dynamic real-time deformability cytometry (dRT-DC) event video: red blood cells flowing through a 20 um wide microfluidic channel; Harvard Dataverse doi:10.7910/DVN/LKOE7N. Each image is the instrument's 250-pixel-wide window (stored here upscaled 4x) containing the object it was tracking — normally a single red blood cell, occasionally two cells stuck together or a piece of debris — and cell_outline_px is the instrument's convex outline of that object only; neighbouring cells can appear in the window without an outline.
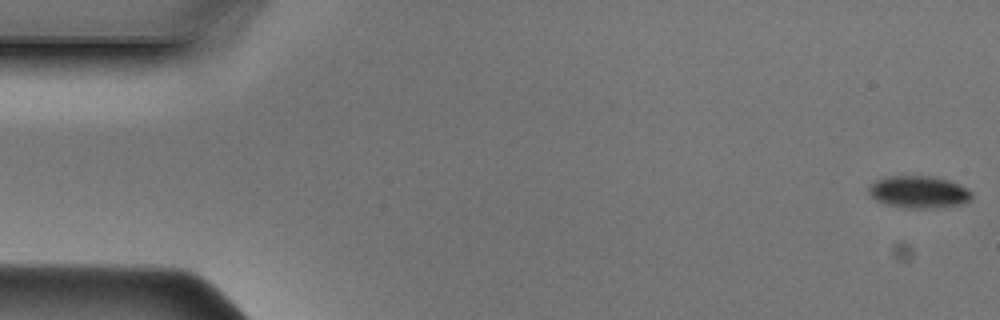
{"species": "Egyptian fruit bat (a non-hibernating species)", "species_latin": "Rousettus aegyptiacus", "temperature_condition": "cold", "stored_images_in_passage": 10, "camera_frame_rate_fps": 3000, "um_per_image_px": 0.085, "animal": {"sex": "male"}, "frame": {"image": 1, "passage_image": 1, "time_ms": 0.0, "image_size_px": [1000, 320], "cell_outline_px": [[972, 200], [964, 204], [924, 208], [900, 208], [884, 204], [876, 200], [868, 192], [868, 188], [876, 180], [884, 176], [932, 176], [948, 180], [968, 188], [972, 192]], "centroid_in_image_um": [78.1, 16.32], "position_along_channel_um": 6.9, "area_um2": 19.48}}